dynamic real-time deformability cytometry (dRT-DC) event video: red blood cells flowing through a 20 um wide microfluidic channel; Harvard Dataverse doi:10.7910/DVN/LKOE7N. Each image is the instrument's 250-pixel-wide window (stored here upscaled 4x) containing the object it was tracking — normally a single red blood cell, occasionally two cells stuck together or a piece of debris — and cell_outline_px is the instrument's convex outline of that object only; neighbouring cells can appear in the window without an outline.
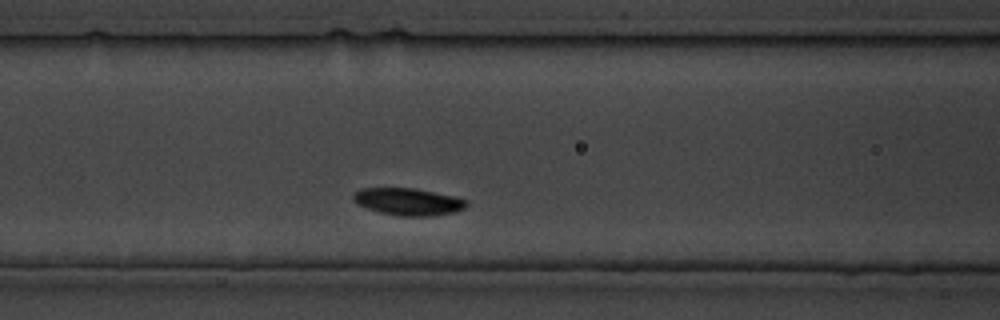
{"species": "common noctule bat (a hibernating species)", "species_latin": "Nyctalus noctula", "temperature_condition": "cold", "stored_images_in_passage": 9, "camera_frame_rate_fps": 3000, "um_per_image_px": 0.085, "animal": {"sex": "male", "body_mass_g": 19.5, "forearm_length_mm": 54.6}, "frame": {"image": 1, "passage_image": 6, "time_ms": 5.667, "image_size_px": [1000, 320], "cell_outline_px": [[468, 204], [464, 208], [452, 212], [436, 216], [396, 216], [380, 212], [356, 204], [352, 200], [352, 196], [360, 188], [412, 188], [452, 196], [468, 200]], "centroid_in_image_um": [34.66, 17.15], "position_along_channel_um": 131.9, "area_um2": 17.86}}
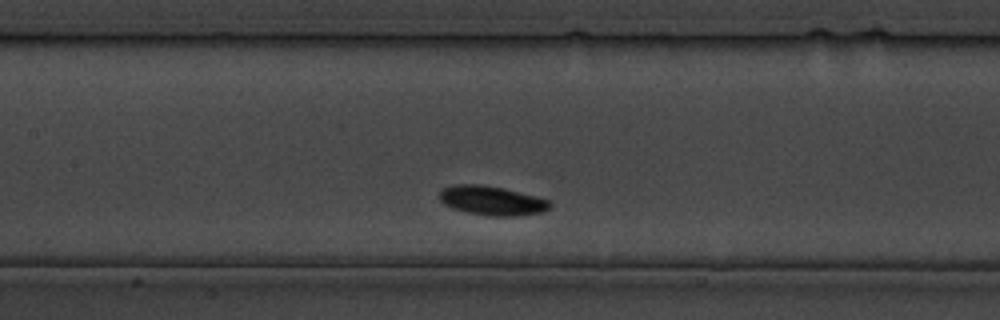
{"frame": {"image": 2, "passage_image": 8, "time_ms": 8.0, "image_size_px": [1000, 320], "cell_outline_px": [[552, 204], [544, 212], [516, 216], [488, 216], [468, 212], [452, 208], [444, 204], [440, 200], [440, 188], [452, 184], [480, 184], [504, 188], [536, 196], [548, 200]], "centroid_in_image_um": [41.79, 17.04], "position_along_channel_um": 165.6, "area_um2": 18.96}}